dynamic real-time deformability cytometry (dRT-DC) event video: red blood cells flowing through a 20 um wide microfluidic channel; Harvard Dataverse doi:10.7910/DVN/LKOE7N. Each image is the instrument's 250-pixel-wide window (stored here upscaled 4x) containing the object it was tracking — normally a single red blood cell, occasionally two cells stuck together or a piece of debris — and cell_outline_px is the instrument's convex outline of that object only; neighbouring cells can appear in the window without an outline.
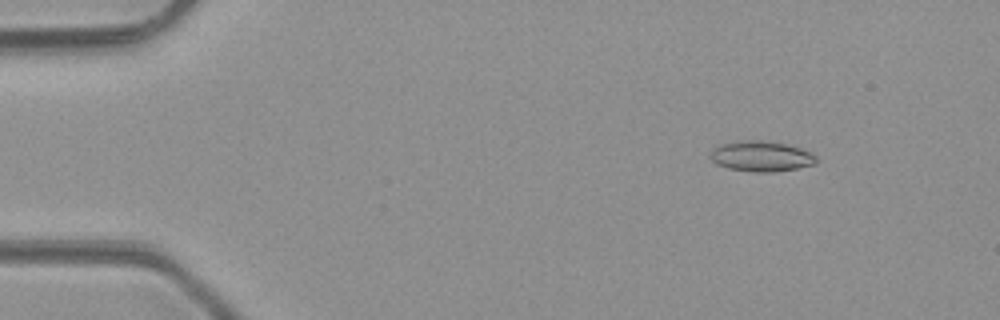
{"species": "common noctule bat (a hibernating species)", "species_latin": "Nyctalus noctula", "temperature_condition": "room temperature", "stored_images_in_passage": 6, "camera_frame_rate_fps": 3000, "um_per_image_px": 0.085, "animal": {"sex": "male", "body_mass_g": 23.1, "forearm_length_mm": 52.7}, "frame": {"image": 1, "passage_image": 3, "time_ms": 2.0, "image_size_px": [1000, 320], "cell_outline_px": [[816, 164], [796, 168], [772, 172], [752, 172], [728, 168], [716, 164], [712, 160], [712, 152], [716, 144], [732, 140], [760, 140], [784, 144], [800, 148], [816, 156]], "centroid_in_image_um": [64.65, 13.27], "position_along_channel_um": 20.4, "area_um2": 18.79}}